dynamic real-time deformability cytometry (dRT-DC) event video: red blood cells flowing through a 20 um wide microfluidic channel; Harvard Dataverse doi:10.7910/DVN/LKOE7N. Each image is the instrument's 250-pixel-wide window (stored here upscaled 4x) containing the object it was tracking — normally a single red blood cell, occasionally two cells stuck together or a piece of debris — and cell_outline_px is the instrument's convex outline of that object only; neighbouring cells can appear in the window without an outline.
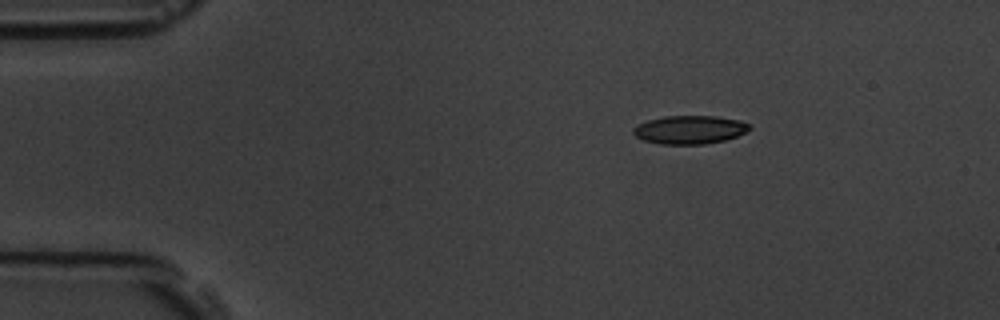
{"species": "common noctule bat (a hibernating species)", "species_latin": "Nyctalus noctula", "temperature_condition": "room temperature", "stored_images_in_passage": 49, "camera_frame_rate_fps": 3000, "um_per_image_px": 0.085, "animal": {"sex": "male", "body_mass_g": 19.5, "forearm_length_mm": 54.6}, "frame": {"image": 1, "passage_image": 1, "time_ms": 0.0, "image_size_px": [1000, 320], "cell_outline_px": [[752, 128], [736, 136], [724, 140], [704, 144], [660, 144], [644, 140], [636, 136], [632, 132], [632, 128], [636, 124], [648, 120], [664, 116], [716, 116], [740, 120], [748, 124]], "centroid_in_image_um": [58.59, 11.02], "position_along_channel_um": 26.4, "area_um2": 19.19}}
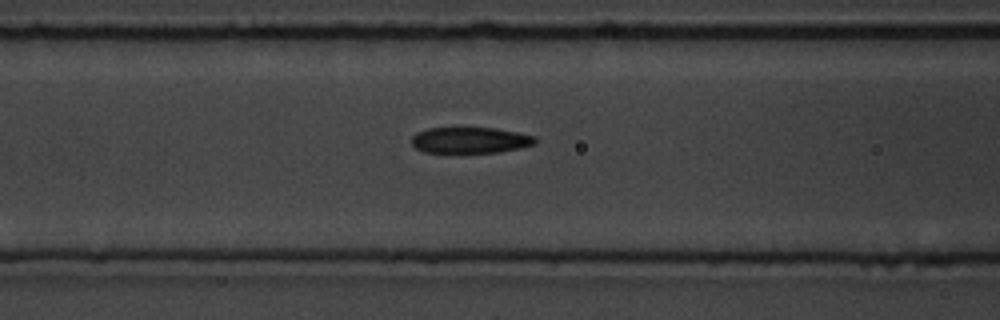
{"frame": {"image": 2, "passage_image": 15, "time_ms": 4.667, "image_size_px": [1000, 320], "cell_outline_px": [[536, 144], [520, 148], [500, 152], [424, 152], [416, 148], [412, 144], [412, 136], [416, 132], [428, 128], [496, 128], [536, 136]], "centroid_in_image_um": [39.98, 11.91], "position_along_channel_um": 126.6, "area_um2": 18.73}}
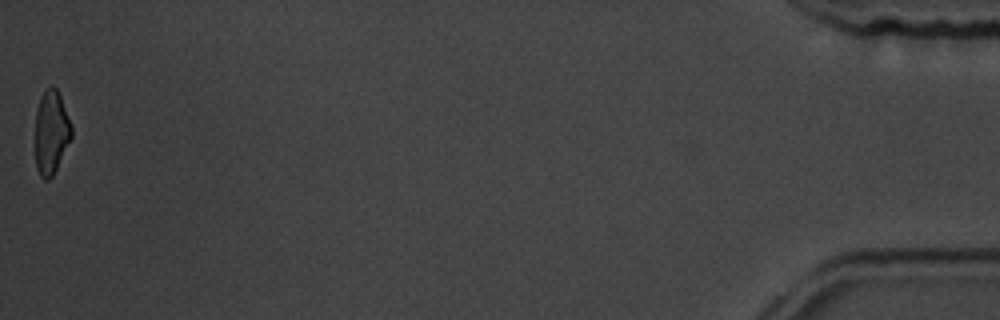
{"frame": {"image": 3, "passage_image": 49, "time_ms": 16.0, "image_size_px": [1000, 320], "cell_outline_px": [[72, 136], [52, 176], [48, 180], [44, 180], [40, 176], [36, 168], [36, 108], [40, 96], [44, 88], [52, 84], [56, 88], [60, 96], [72, 128]], "centroid_in_image_um": [4.33, 11.2], "position_along_channel_um": 430.9, "area_um2": 17.57}, "authors_computed_cell_mechanics": {"area_um2": 19.7098, "velocity_mm_per_s": 3.5674, "shape_relaxation_time_tau1_ms": 3.0697, "shape_relaxation_time_tau2_ms": 3.6708, "deformation_change_tau1": 0.1319, "deformation_change_tau2": 0.1224}}